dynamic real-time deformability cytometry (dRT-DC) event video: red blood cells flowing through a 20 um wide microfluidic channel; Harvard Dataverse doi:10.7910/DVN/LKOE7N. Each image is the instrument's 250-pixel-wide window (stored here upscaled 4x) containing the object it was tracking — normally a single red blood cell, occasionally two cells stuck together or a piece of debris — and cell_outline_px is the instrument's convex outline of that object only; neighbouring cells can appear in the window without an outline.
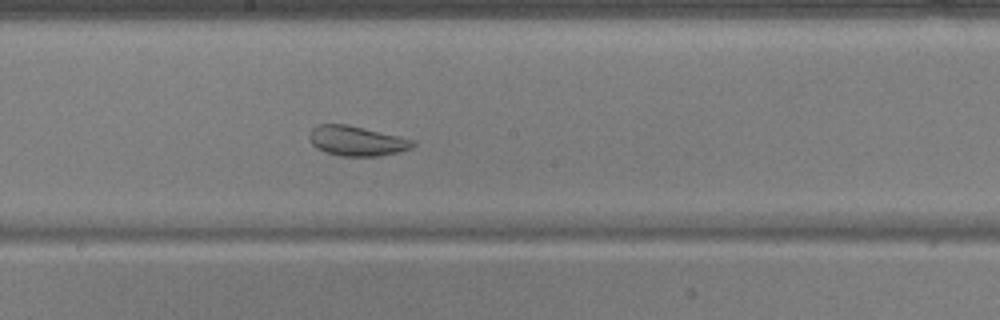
{"species": "common noctule bat (a hibernating species)", "species_latin": "Nyctalus noctula", "temperature_condition": "warm", "stored_images_in_passage": 45, "camera_frame_rate_fps": 3000, "um_per_image_px": 0.085, "animal": {"sex": "male", "body_mass_g": 17.9, "forearm_length_mm": 54.2}, "frame": {"image": 1, "passage_image": 21, "time_ms": 6.667, "image_size_px": [1000, 320], "cell_outline_px": [[416, 144], [412, 148], [380, 156], [340, 156], [324, 152], [316, 148], [312, 144], [308, 136], [312, 128], [320, 124], [348, 124], [400, 136], [416, 140]], "centroid_in_image_um": [30.33, 11.97], "position_along_channel_um": 217.9, "area_um2": 18.21}}
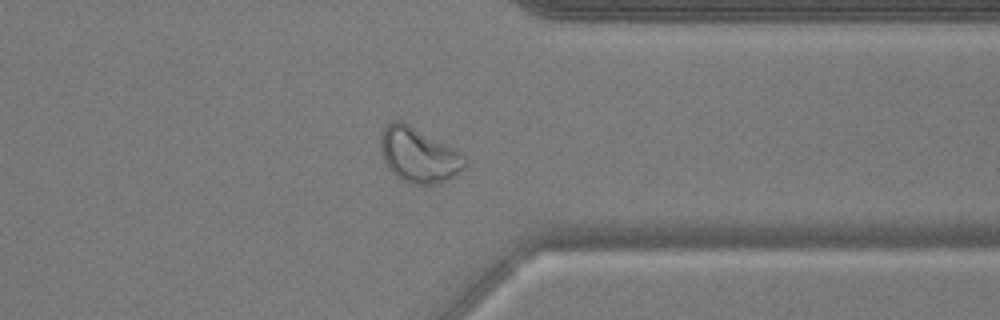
{"frame": {"image": 2, "passage_image": 34, "time_ms": 11.0, "image_size_px": [1000, 320], "cell_outline_px": [[468, 164], [460, 172], [448, 180], [432, 184], [408, 184], [396, 176], [388, 168], [384, 160], [380, 148], [380, 136], [388, 120], [400, 120], [456, 148], [468, 160]], "centroid_in_image_um": [35.59, 13.17], "position_along_channel_um": 375.8, "area_um2": 27.28}}
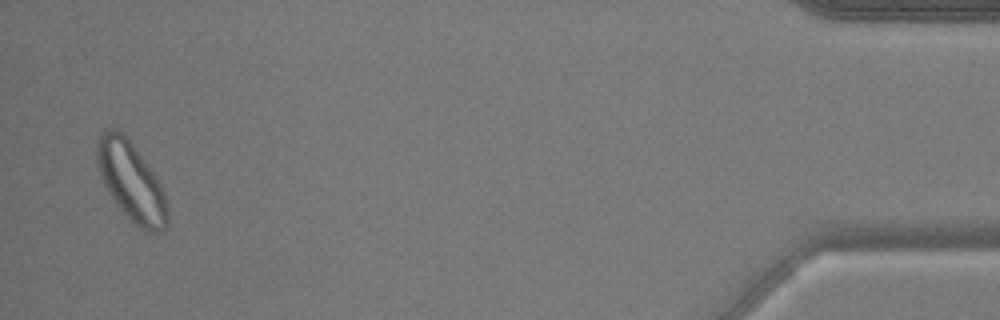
{"frame": {"image": 3, "passage_image": 44, "time_ms": 14.333, "image_size_px": [1000, 320], "cell_outline_px": [[168, 220], [164, 228], [156, 232], [144, 232], [116, 204], [108, 192], [104, 184], [96, 164], [96, 140], [100, 132], [104, 128], [116, 128], [128, 136], [156, 176], [164, 192], [168, 212]], "centroid_in_image_um": [11.12, 15.35], "position_along_channel_um": 424.1, "area_um2": 32.66}, "authors_computed_cell_mechanics": {"area_um2": 25.2008, "velocity_mm_per_s": 3.7154, "shape_relaxation_time_tau1_ms": null, "shape_relaxation_time_tau2_ms": 1.3082, "deformation_change_tau1": null, "deformation_change_tau2": 0.0697}}